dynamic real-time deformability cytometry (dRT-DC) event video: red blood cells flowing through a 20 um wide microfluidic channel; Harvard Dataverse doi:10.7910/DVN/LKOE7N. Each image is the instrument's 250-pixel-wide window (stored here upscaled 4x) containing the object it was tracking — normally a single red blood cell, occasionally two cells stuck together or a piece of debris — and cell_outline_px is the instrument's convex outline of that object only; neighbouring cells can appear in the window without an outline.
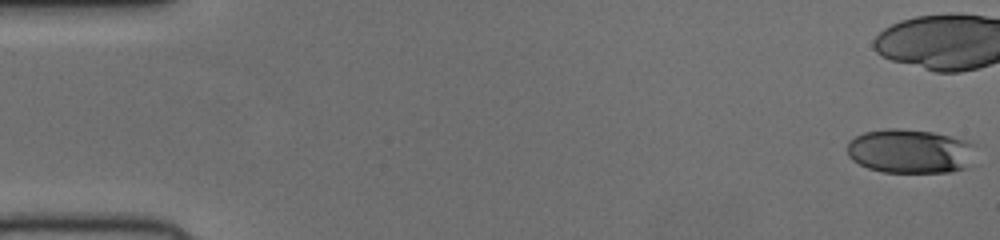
{"species": "human", "species_latin": "Homo sapiens", "temperature_condition": "cold", "stored_images_in_passage": 41, "camera_frame_rate_fps": 3000, "um_per_image_px": 0.085, "donor": {"sex": "female"}, "frame": {"image": 1, "passage_image": 1, "time_ms": 0.0, "image_size_px": [1000, 240], "cell_outline_px": [[976, 144], [968, 168], [948, 172], [884, 172], [868, 168], [852, 160], [848, 156], [848, 140], [864, 132], [888, 128], [900, 128], [932, 132], [964, 140]], "centroid_in_image_um": [77.35, 12.85], "position_along_channel_um": 7.7, "area_um2": 33.12}}
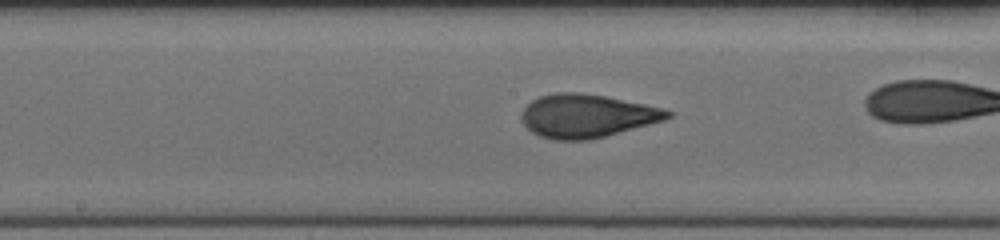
{"frame": {"image": 2, "passage_image": 27, "time_ms": 8.667, "image_size_px": [1000, 240], "cell_outline_px": [[676, 112], [672, 116], [664, 120], [604, 136], [588, 140], [556, 140], [540, 136], [532, 132], [524, 124], [520, 116], [524, 108], [532, 100], [540, 96], [556, 92], [580, 92], [604, 96], [664, 108]], "centroid_in_image_um": [49.88, 9.84], "position_along_channel_um": 198.3, "area_um2": 36.7}}
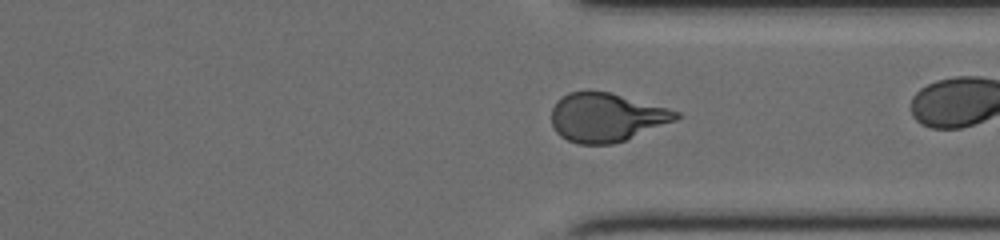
{"frame": {"image": 3, "passage_image": 39, "time_ms": 12.667, "image_size_px": [1000, 240], "cell_outline_px": [[680, 116], [676, 120], [624, 140], [612, 144], [580, 144], [568, 140], [560, 136], [556, 132], [552, 124], [552, 108], [556, 100], [568, 92], [588, 88], [608, 92], [668, 108], [680, 112]], "centroid_in_image_um": [51.49, 9.94], "position_along_channel_um": 359.9, "area_um2": 35.49}}